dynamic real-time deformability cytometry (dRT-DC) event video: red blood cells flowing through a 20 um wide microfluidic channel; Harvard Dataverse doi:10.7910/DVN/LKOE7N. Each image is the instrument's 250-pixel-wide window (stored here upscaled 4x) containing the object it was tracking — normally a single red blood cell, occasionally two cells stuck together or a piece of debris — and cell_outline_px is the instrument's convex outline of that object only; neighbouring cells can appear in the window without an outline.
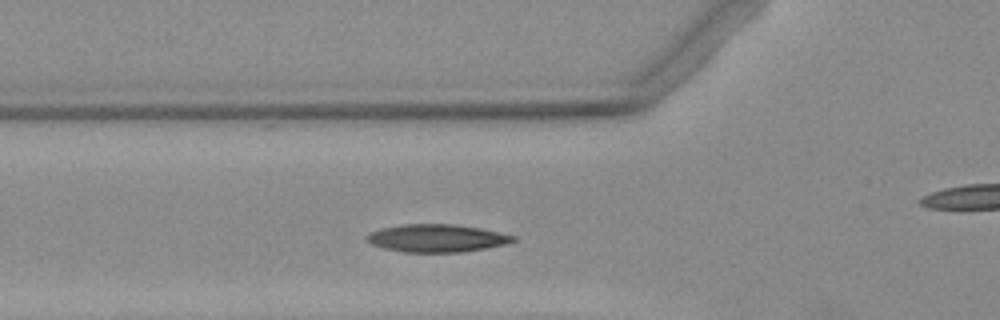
{"species": "Egyptian fruit bat (a non-hibernating species)", "species_latin": "Rousettus aegyptiacus", "temperature_condition": "warm", "stored_images_in_passage": 11, "segment_of_instrument_passage": [2, 2], "camera_frame_rate_fps": 3000, "um_per_image_px": 0.085, "animal": {"sex": "female"}, "frame": {"image": 1, "passage_image": 7, "time_ms": 2.0, "image_size_px": [1000, 320], "cell_outline_px": [[616, 280], [580, 284], [532, 284], [484, 280], [480, 276], [496, 272], [572, 268], [600, 272], [612, 276]], "centroid_in_image_um": [46.73, 23.52], "position_along_channel_um": 79.1, "area_um2": 11.33}}